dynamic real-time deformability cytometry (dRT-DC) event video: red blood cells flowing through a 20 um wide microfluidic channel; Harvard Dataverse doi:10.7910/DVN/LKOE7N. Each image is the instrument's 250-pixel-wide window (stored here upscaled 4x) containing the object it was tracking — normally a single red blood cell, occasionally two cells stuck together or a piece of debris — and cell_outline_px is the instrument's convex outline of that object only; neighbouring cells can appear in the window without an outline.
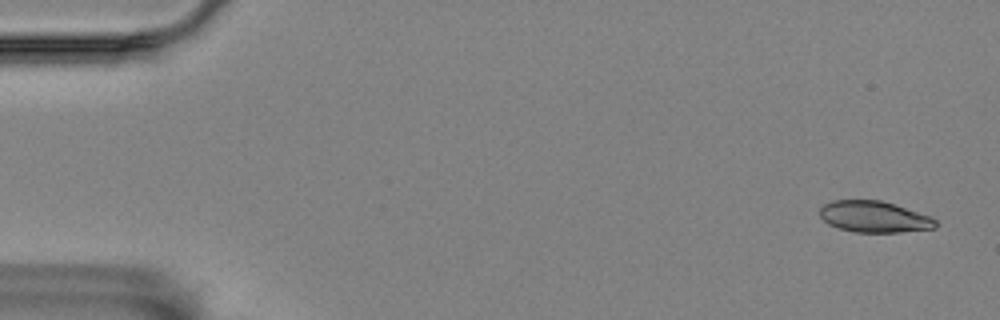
{"species": "Egyptian fruit bat (a non-hibernating species)", "species_latin": "Rousettus aegyptiacus", "temperature_condition": "room temperature", "stored_images_in_passage": 5, "camera_frame_rate_fps": 3000, "um_per_image_px": 0.085, "animal": {"sex": "female"}, "frame": {"image": 1, "passage_image": 1, "time_ms": 0.0, "image_size_px": [1000, 320], "cell_outline_px": [[936, 228], [900, 232], [856, 232], [840, 228], [828, 224], [820, 216], [820, 208], [824, 204], [832, 200], [880, 200], [932, 216], [936, 220]], "centroid_in_image_um": [74.31, 18.42], "position_along_channel_um": 10.7, "area_um2": 21.04}}
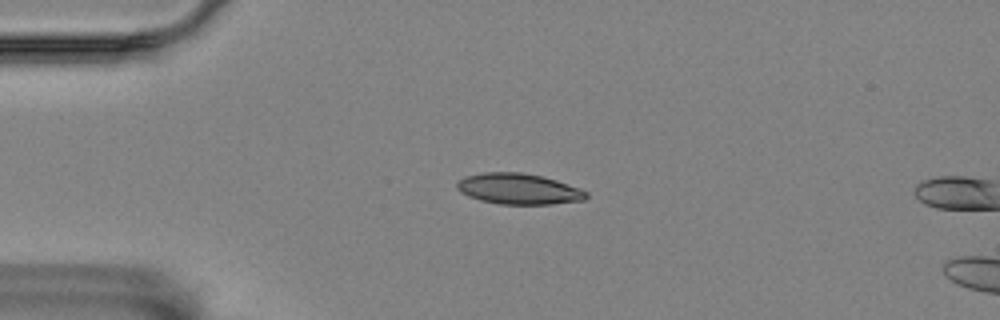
{"frame": {"image": 2, "passage_image": 4, "time_ms": 1.0, "image_size_px": [1000, 320], "cell_outline_px": [[588, 196], [584, 200], [552, 204], [500, 204], [480, 200], [468, 196], [460, 192], [456, 188], [456, 184], [464, 176], [484, 172], [520, 172], [540, 176], [556, 180], [580, 188], [588, 192]], "centroid_in_image_um": [44.07, 16.05], "position_along_channel_um": 40.9, "area_um2": 23.24}}